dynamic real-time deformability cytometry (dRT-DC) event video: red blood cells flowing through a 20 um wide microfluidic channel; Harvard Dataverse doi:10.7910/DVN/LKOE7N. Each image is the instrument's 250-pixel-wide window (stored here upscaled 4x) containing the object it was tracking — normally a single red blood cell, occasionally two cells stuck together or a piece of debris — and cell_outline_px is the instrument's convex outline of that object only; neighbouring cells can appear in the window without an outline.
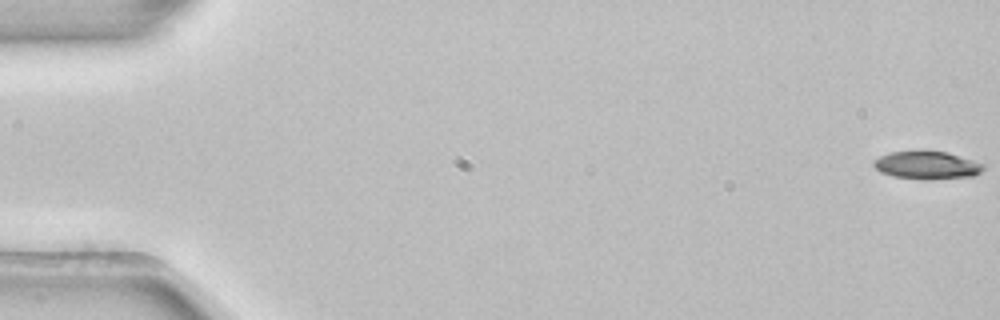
{"species": "common noctule bat (a hibernating species)", "species_latin": "Nyctalus noctula", "temperature_condition": "room temperature", "stored_images_in_passage": 6, "camera_frame_rate_fps": 3000, "um_per_image_px": 0.085, "animal": {"sex": "female", "body_mass_g": 22.7, "forearm_length_mm": 54.2}, "frame": {"image": 1, "passage_image": 1, "time_ms": 0.0, "image_size_px": [1000, 320], "cell_outline_px": [[984, 168], [980, 172], [972, 176], [932, 180], [920, 180], [892, 176], [880, 172], [872, 164], [872, 160], [888, 152], [920, 148], [948, 152], [984, 164]], "centroid_in_image_um": [78.72, 14.01], "position_along_channel_um": 6.3, "area_um2": 18.67}}
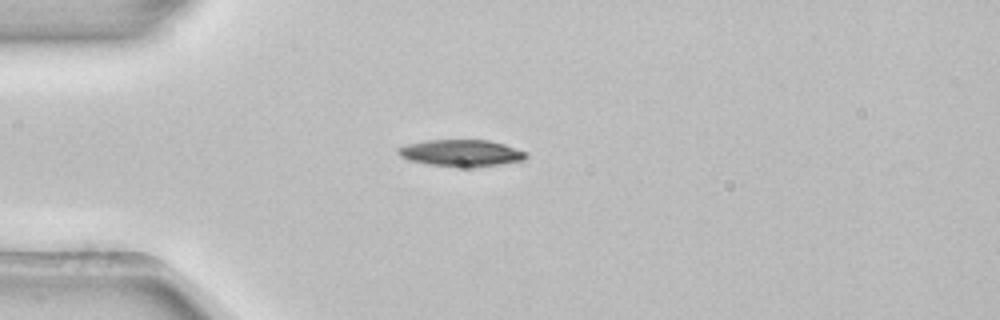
{"frame": {"image": 2, "passage_image": 5, "time_ms": 1.333, "image_size_px": [1000, 320], "cell_outline_px": [[528, 156], [524, 160], [500, 164], [428, 164], [408, 160], [400, 156], [396, 152], [396, 148], [408, 144], [428, 140], [488, 140], [504, 144], [528, 152]], "centroid_in_image_um": [39.19, 12.95], "position_along_channel_um": 45.8, "area_um2": 19.02}}
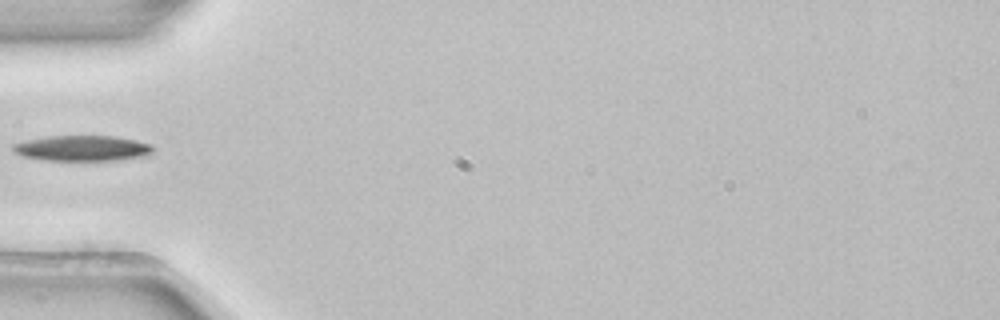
{"frame": {"image": 3, "passage_image": 6, "time_ms": 1.667, "image_size_px": [1000, 320], "cell_outline_px": [[152, 152], [148, 156], [116, 160], [44, 160], [20, 156], [12, 148], [12, 144], [28, 140], [48, 136], [116, 136], [136, 140], [148, 144], [152, 148]], "centroid_in_image_um": [6.99, 12.6], "position_along_channel_um": 78.0, "area_um2": 20.75}}